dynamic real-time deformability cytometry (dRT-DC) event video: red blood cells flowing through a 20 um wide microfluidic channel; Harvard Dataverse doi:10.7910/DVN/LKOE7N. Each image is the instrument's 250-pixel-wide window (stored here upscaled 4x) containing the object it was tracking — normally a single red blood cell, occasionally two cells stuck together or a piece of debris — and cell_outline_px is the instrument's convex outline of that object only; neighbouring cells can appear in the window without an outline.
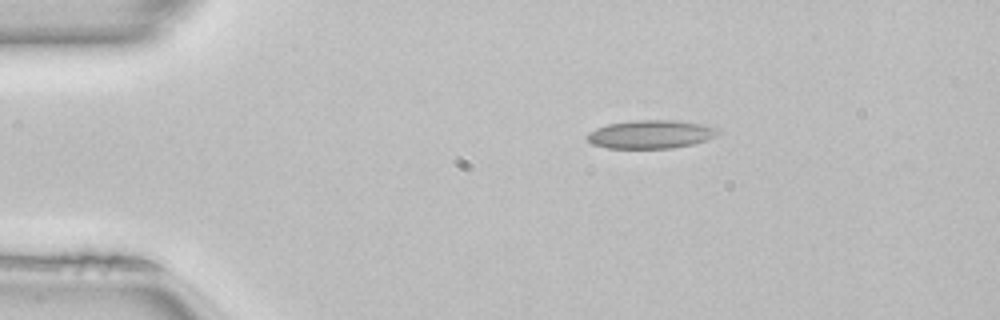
{"species": "common noctule bat (a hibernating species)", "species_latin": "Nyctalus noctula", "temperature_condition": "room temperature", "stored_images_in_passage": 42, "camera_frame_rate_fps": 3000, "um_per_image_px": 0.085, "animal": {"sex": "female", "body_mass_g": 22.7, "forearm_length_mm": 54.2}, "frame": {"image": 1, "passage_image": 1, "time_ms": 0.0, "image_size_px": [1000, 320], "cell_outline_px": [[720, 132], [708, 140], [692, 144], [672, 148], [608, 148], [592, 144], [588, 140], [588, 132], [596, 128], [608, 124], [636, 120], [672, 120], [708, 124], [720, 128]], "centroid_in_image_um": [55.37, 11.41], "position_along_channel_um": 29.6, "area_um2": 21.73}}
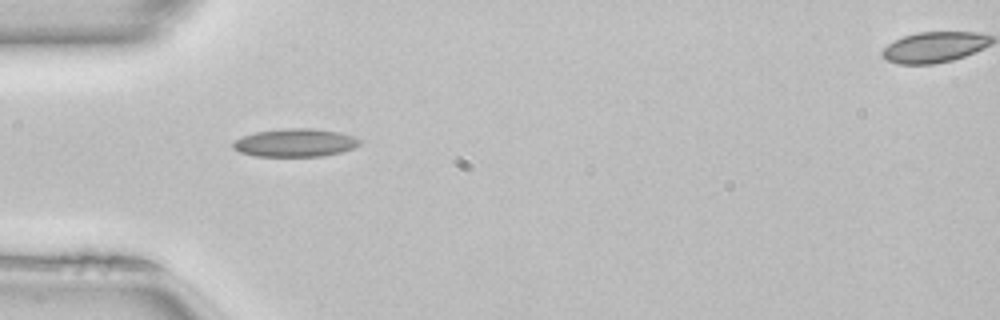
{"frame": {"image": 2, "passage_image": 7, "time_ms": 2.0, "image_size_px": [1000, 320], "cell_outline_px": [[360, 144], [352, 148], [340, 152], [320, 156], [256, 156], [240, 152], [232, 148], [232, 140], [256, 132], [284, 128], [312, 128], [340, 132], [352, 136], [360, 140]], "centroid_in_image_um": [25.05, 12.12], "position_along_channel_um": 60.0, "area_um2": 20.63}}
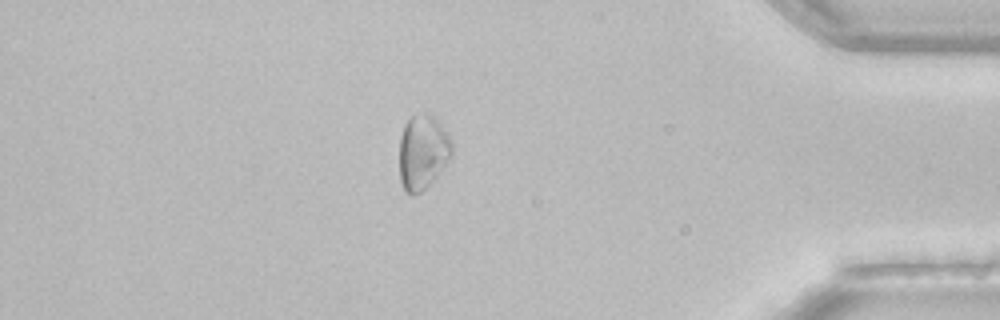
{"frame": {"image": 3, "passage_image": 35, "time_ms": 11.333, "image_size_px": [1000, 320], "cell_outline_px": [[452, 156], [432, 180], [420, 192], [412, 196], [404, 188], [400, 180], [400, 136], [404, 124], [412, 116], [428, 112], [440, 124], [452, 140]], "centroid_in_image_um": [35.92, 12.9], "position_along_channel_um": 399.3, "area_um2": 22.48}, "authors_computed_cell_mechanics": {"area_um2": 19.9699, "velocity_mm_per_s": 4.078, "shape_relaxation_time_tau1_ms": null, "shape_relaxation_time_tau2_ms": 9.1031, "deformation_change_tau1": null, "deformation_change_tau2": 0.1595}}